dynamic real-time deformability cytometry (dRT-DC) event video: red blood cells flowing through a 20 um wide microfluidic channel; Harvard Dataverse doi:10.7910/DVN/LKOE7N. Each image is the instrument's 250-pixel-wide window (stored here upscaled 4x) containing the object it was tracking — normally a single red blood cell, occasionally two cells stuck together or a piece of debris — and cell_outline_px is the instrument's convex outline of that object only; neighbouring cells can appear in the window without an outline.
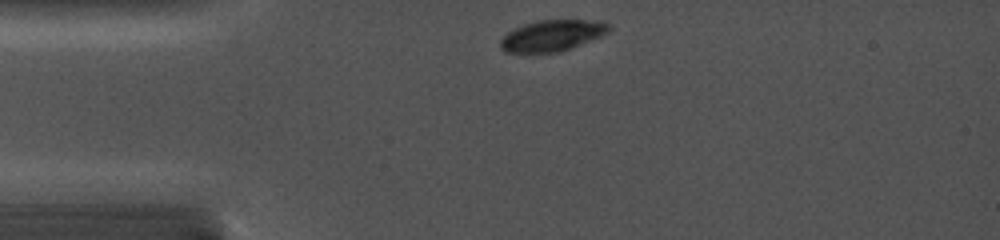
{"species": "common noctule bat (a hibernating species)", "species_latin": "Nyctalus noctula", "temperature_condition": "cold", "stored_images_in_passage": 5, "camera_frame_rate_fps": 5000, "um_per_image_px": 0.085, "animal": {"sex": "female", "body_mass_g": 19.0, "forearm_length_mm": 56.7}, "frame": {"image": 1, "passage_image": 1, "time_ms": 0.0, "image_size_px": [1000, 240], "cell_outline_px": [[612, 28], [608, 32], [600, 36], [572, 48], [560, 52], [504, 52], [500, 48], [500, 40], [508, 32], [524, 24], [536, 20], [604, 20], [612, 24]], "centroid_in_image_um": [46.98, 3.01], "position_along_channel_um": 38.0, "area_um2": 19.83}}
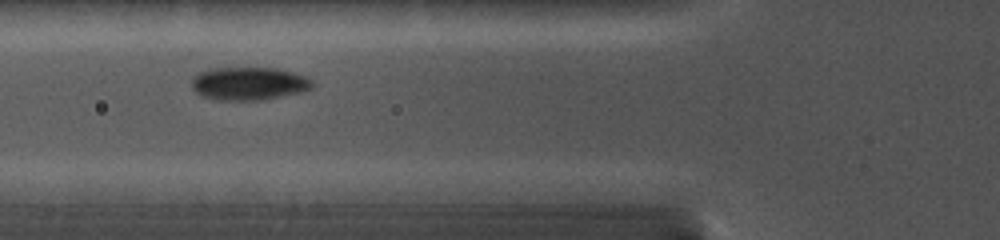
{"frame": {"image": 2, "passage_image": 3, "time_ms": 2.4, "image_size_px": [1000, 240], "cell_outline_px": [[312, 88], [300, 92], [260, 100], [216, 100], [200, 96], [192, 88], [192, 76], [208, 68], [276, 68], [308, 76], [312, 80]], "centroid_in_image_um": [21.12, 7.1], "position_along_channel_um": 104.7, "area_um2": 23.35}}
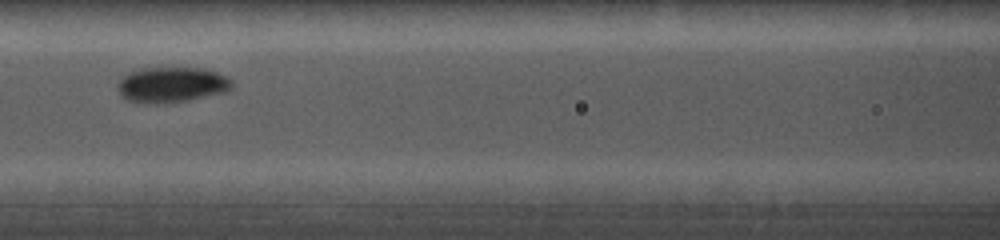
{"frame": {"image": 3, "passage_image": 4, "time_ms": 3.6, "image_size_px": [1000, 240], "cell_outline_px": [[232, 84], [228, 92], [188, 100], [164, 104], [144, 104], [124, 100], [120, 96], [116, 84], [124, 76], [140, 68], [200, 68], [216, 72], [228, 76], [232, 80]], "centroid_in_image_um": [14.57, 7.23], "position_along_channel_um": 152.0, "area_um2": 23.99}}